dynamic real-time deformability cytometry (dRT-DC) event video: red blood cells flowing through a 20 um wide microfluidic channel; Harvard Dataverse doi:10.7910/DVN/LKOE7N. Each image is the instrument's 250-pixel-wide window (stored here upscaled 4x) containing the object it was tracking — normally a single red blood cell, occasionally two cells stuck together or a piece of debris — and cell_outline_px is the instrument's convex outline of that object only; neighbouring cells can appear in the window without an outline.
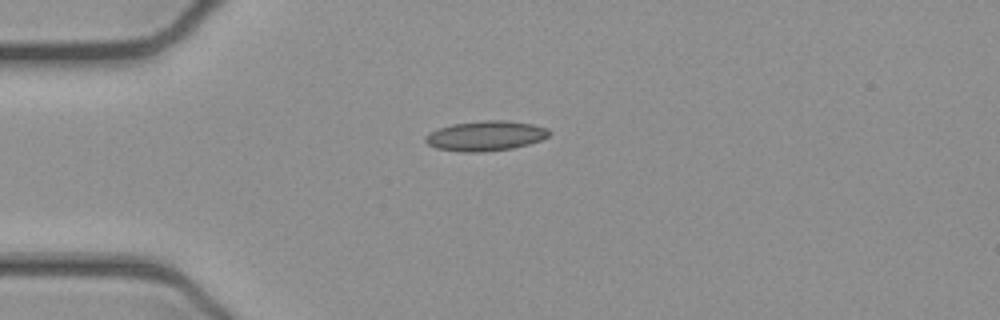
{"species": "common noctule bat (a hibernating species)", "species_latin": "Nyctalus noctula", "temperature_condition": "cold", "stored_images_in_passage": 40, "camera_frame_rate_fps": 3000, "um_per_image_px": 0.085, "animal": {"sex": "female", "body_mass_g": 21.9}, "frame": {"image": 1, "passage_image": 1, "time_ms": 0.0, "image_size_px": [1000, 320], "cell_outline_px": [[548, 136], [540, 140], [528, 144], [512, 148], [480, 152], [464, 152], [436, 148], [428, 144], [424, 140], [424, 136], [440, 128], [452, 124], [484, 120], [508, 120], [532, 124], [548, 128]], "centroid_in_image_um": [41.27, 11.54], "position_along_channel_um": 43.7, "area_um2": 21.39}}
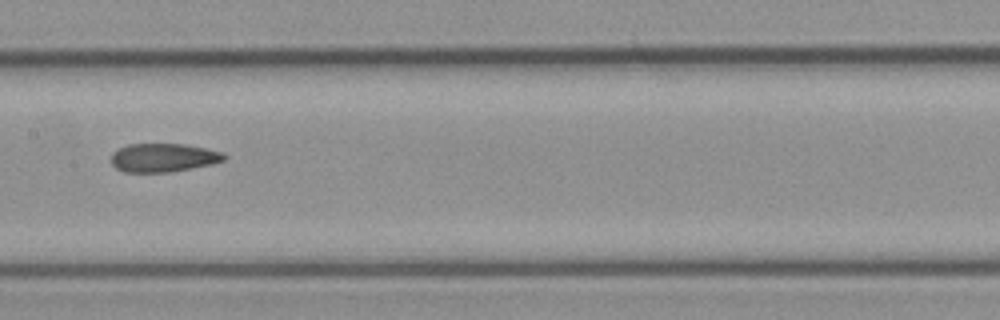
{"frame": {"image": 2, "passage_image": 14, "time_ms": 4.333, "image_size_px": [1000, 320], "cell_outline_px": [[228, 156], [224, 160], [212, 164], [172, 172], [124, 172], [116, 168], [112, 164], [112, 152], [128, 144], [184, 144], [224, 152]], "centroid_in_image_um": [13.9, 13.4], "position_along_channel_um": 193.5, "area_um2": 18.84}}
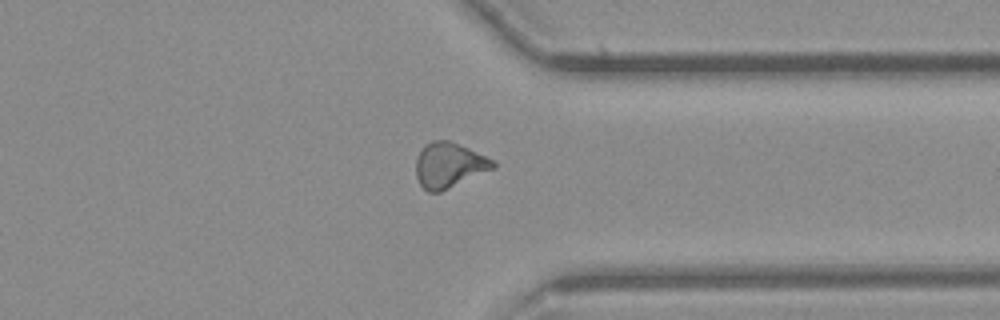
{"frame": {"image": 3, "passage_image": 28, "time_ms": 9.0, "image_size_px": [1000, 320], "cell_outline_px": [[496, 168], [440, 192], [428, 192], [420, 184], [416, 176], [416, 160], [424, 144], [432, 140], [448, 140], [468, 148], [492, 160], [496, 164]], "centroid_in_image_um": [38.16, 14.04], "position_along_channel_um": 373.2, "area_um2": 20.17}, "authors_computed_cell_mechanics": {"area_um2": 19.8254, "velocity_mm_per_s": 3.9124, "shape_relaxation_time_tau1_ms": null, "shape_relaxation_time_tau2_ms": 4.229, "deformation_change_tau1": null, "deformation_change_tau2": 0.1056}}